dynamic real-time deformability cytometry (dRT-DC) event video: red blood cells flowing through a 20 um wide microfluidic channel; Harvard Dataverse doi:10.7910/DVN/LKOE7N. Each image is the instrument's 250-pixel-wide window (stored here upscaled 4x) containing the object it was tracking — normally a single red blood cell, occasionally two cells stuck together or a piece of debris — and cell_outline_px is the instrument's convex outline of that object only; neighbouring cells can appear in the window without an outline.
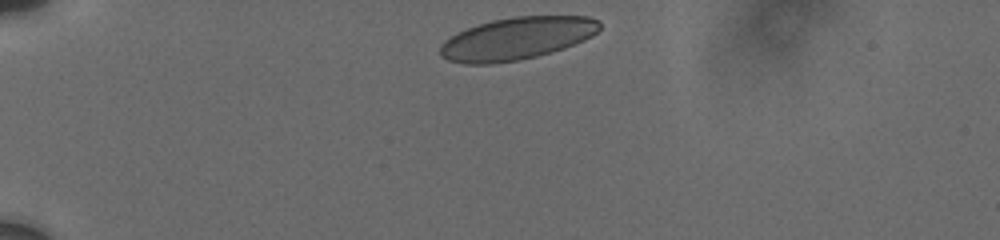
{"species": "human", "species_latin": "Homo sapiens", "temperature_condition": "cold", "stored_images_in_passage": 10, "camera_frame_rate_fps": 3000, "um_per_image_px": 0.085, "donor": {"sex": "male"}, "frame": {"image": 1, "passage_image": 1, "time_ms": 0.0, "image_size_px": [1000, 240], "cell_outline_px": [[600, 28], [592, 36], [584, 40], [564, 48], [536, 56], [520, 60], [492, 64], [464, 64], [448, 60], [440, 56], [440, 44], [444, 40], [456, 32], [492, 20], [512, 16], [588, 16], [596, 20], [600, 24]], "centroid_in_image_um": [43.89, 3.28], "position_along_channel_um": 41.1, "area_um2": 39.48}}